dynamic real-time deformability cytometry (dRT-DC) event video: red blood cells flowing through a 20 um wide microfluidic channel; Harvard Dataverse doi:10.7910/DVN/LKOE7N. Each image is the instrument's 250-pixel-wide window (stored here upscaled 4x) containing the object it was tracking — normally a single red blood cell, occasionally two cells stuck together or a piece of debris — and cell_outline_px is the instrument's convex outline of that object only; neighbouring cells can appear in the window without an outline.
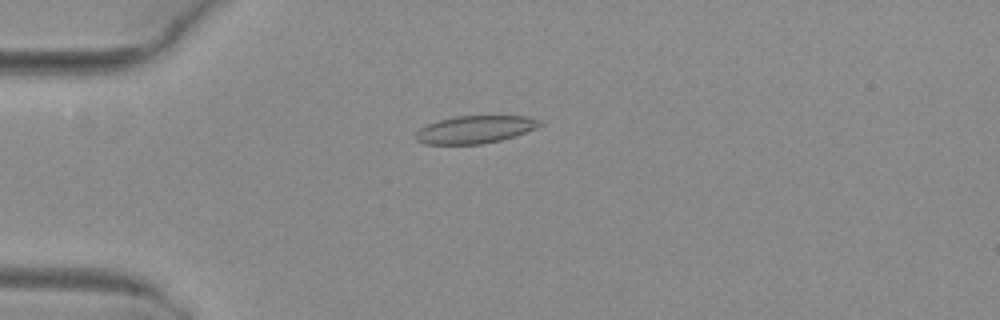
{"species": "common noctule bat (a hibernating species)", "species_latin": "Nyctalus noctula", "temperature_condition": "warm", "stored_images_in_passage": 4, "camera_frame_rate_fps": 3000, "um_per_image_px": 0.085, "animal": {"sex": "female", "body_mass_g": 29.2, "forearm_length_mm": 56.3}, "frame": {"image": 1, "passage_image": 3, "time_ms": 0.667, "image_size_px": [1000, 320], "cell_outline_px": [[544, 124], [536, 128], [500, 140], [480, 144], [424, 144], [416, 140], [416, 132], [420, 128], [428, 124], [440, 120], [456, 116], [528, 116], [544, 120]], "centroid_in_image_um": [40.41, 11.0], "position_along_channel_um": 44.6, "area_um2": 19.88}}